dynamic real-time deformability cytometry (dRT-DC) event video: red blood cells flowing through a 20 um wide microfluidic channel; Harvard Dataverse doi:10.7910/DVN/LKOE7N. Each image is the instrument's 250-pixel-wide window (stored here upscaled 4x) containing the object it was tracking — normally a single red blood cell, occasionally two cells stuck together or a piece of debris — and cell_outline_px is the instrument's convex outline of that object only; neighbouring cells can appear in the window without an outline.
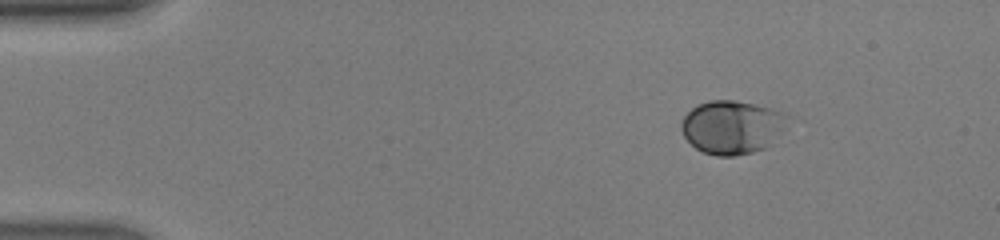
{"species": "human", "species_latin": "Homo sapiens", "temperature_condition": "warm", "stored_images_in_passage": 41, "camera_frame_rate_fps": 3000, "um_per_image_px": 0.085, "donor": {"sex": "male"}, "frame": {"image": 1, "passage_image": 1, "time_ms": 0.0, "image_size_px": [1000, 240], "cell_outline_px": [[788, 116], [780, 132], [768, 148], [736, 156], [716, 156], [704, 152], [696, 148], [684, 136], [680, 128], [680, 120], [696, 104], [708, 100], [732, 100], [772, 108], [784, 112]], "centroid_in_image_um": [62.18, 10.8], "position_along_channel_um": 22.8, "area_um2": 33.12}}
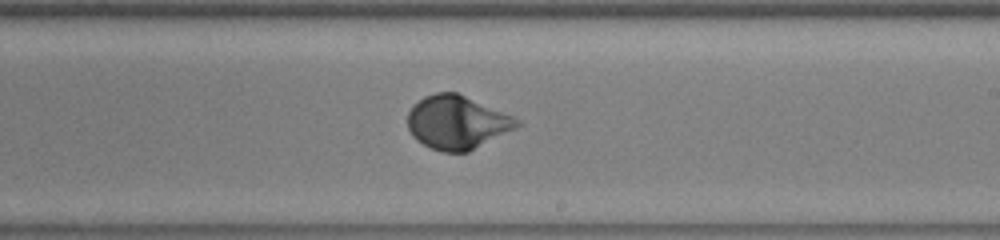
{"frame": {"image": 2, "passage_image": 23, "time_ms": 7.333, "image_size_px": [1000, 240], "cell_outline_px": [[524, 124], [468, 152], [444, 152], [432, 148], [416, 140], [412, 136], [408, 128], [408, 112], [412, 104], [424, 96], [436, 92], [456, 92], [512, 116], [520, 120]], "centroid_in_image_um": [38.82, 10.4], "position_along_channel_um": 250.2, "area_um2": 33.99}}
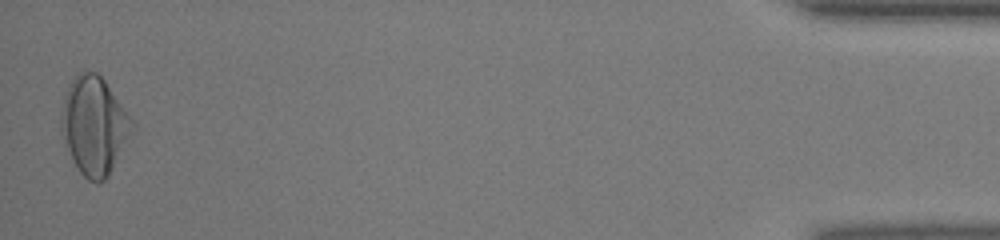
{"frame": {"image": 3, "passage_image": 41, "time_ms": 13.333, "image_size_px": [1000, 240], "cell_outline_px": [[136, 124], [108, 176], [100, 184], [96, 184], [88, 180], [80, 172], [68, 148], [60, 128], [60, 120], [64, 96], [68, 84], [76, 72], [96, 72], [104, 80]], "centroid_in_image_um": [8.0, 10.66], "position_along_channel_um": 427.2, "area_um2": 40.0}, "authors_computed_cell_mechanics": {"area_um2": 32.8304, "velocity_mm_per_s": 4.3994, "shape_relaxation_time_tau1_ms": 2.3334, "shape_relaxation_time_tau2_ms": null, "deformation_change_tau1": 0.1651, "deformation_change_tau2": null}}